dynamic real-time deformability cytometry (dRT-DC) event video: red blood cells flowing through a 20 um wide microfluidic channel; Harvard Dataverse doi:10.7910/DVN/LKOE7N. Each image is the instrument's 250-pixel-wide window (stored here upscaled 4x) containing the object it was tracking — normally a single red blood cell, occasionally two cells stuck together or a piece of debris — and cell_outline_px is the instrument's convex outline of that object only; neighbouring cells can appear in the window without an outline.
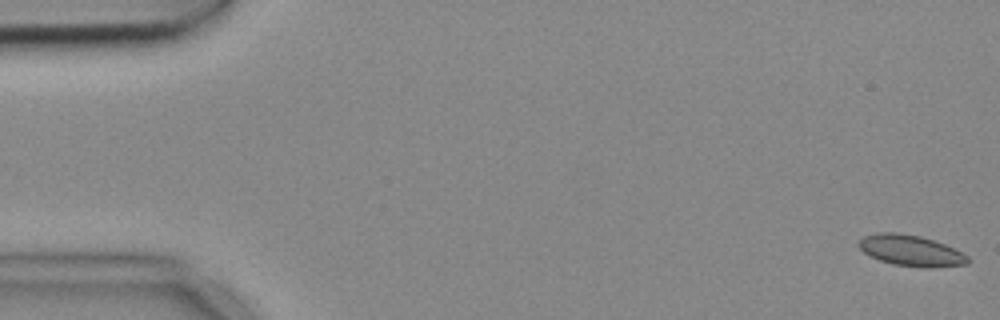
{"species": "common noctule bat (a hibernating species)", "species_latin": "Nyctalus noctula", "temperature_condition": "cold", "stored_images_in_passage": 5, "camera_frame_rate_fps": 3000, "um_per_image_px": 0.085, "animal": {"sex": "female", "body_mass_g": 18.4}, "frame": {"image": 1, "passage_image": 1, "time_ms": 0.0, "image_size_px": [1000, 320], "cell_outline_px": [[972, 260], [968, 264], [892, 264], [880, 260], [864, 252], [856, 244], [864, 236], [880, 232], [896, 232], [920, 236], [944, 244], [968, 256]], "centroid_in_image_um": [77.34, 21.23], "position_along_channel_um": 7.7, "area_um2": 18.44}}
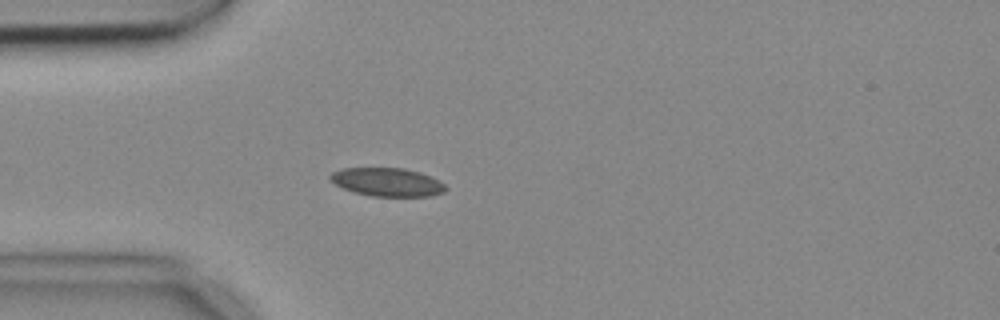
{"frame": {"image": 2, "passage_image": 5, "time_ms": 1.333, "image_size_px": [1000, 320], "cell_outline_px": [[448, 188], [444, 192], [432, 196], [372, 196], [356, 192], [344, 188], [328, 180], [328, 176], [332, 172], [340, 168], [404, 168], [420, 172], [432, 176], [444, 184]], "centroid_in_image_um": [32.93, 15.47], "position_along_channel_um": 52.1, "area_um2": 19.19}}